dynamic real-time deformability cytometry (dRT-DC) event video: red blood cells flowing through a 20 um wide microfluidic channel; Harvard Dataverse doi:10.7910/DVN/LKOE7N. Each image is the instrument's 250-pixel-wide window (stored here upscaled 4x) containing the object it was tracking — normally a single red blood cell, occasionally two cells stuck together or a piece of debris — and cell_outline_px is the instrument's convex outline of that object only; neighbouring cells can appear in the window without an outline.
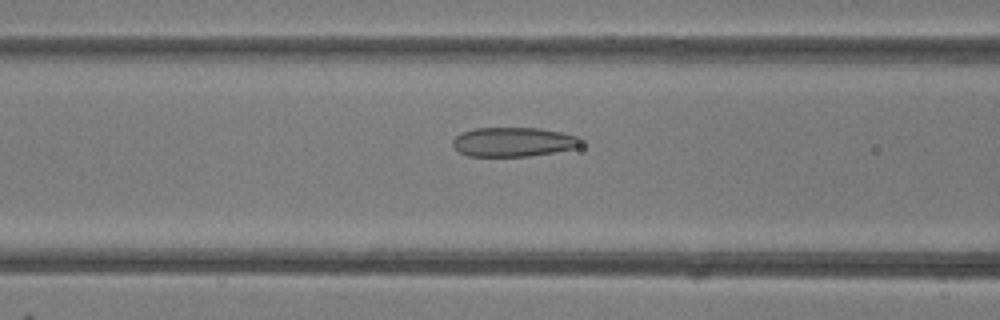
{"species": "common noctule bat (a hibernating species)", "species_latin": "Nyctalus noctula", "temperature_condition": "room temperature", "stored_images_in_passage": 39, "camera_frame_rate_fps": 3000, "um_per_image_px": 0.085, "animal": {"sex": "female"}, "frame": {"image": 1, "passage_image": 16, "time_ms": 5.0, "image_size_px": [1000, 320], "cell_outline_px": [[584, 144], [572, 148], [552, 152], [528, 156], [468, 156], [460, 152], [452, 144], [452, 140], [460, 132], [476, 128], [540, 128], [580, 136], [584, 140]], "centroid_in_image_um": [43.65, 12.05], "position_along_channel_um": 123.0, "area_um2": 21.91}}
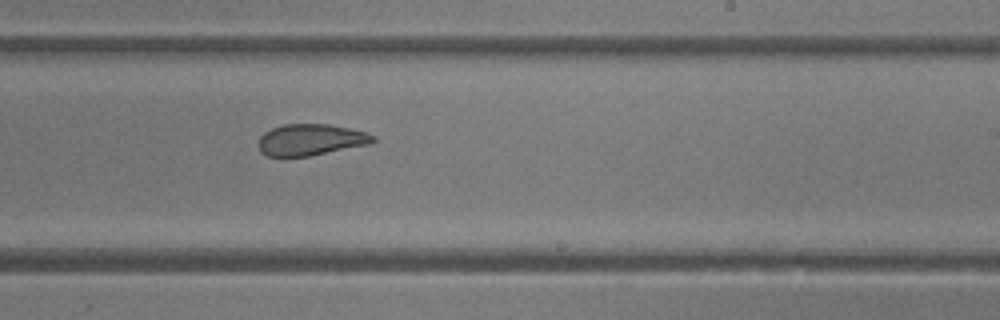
{"frame": {"image": 2, "passage_image": 26, "time_ms": 8.333, "image_size_px": [1000, 320], "cell_outline_px": [[376, 140], [372, 144], [308, 156], [284, 160], [268, 156], [260, 152], [260, 136], [264, 132], [272, 128], [284, 124], [328, 124], [368, 132], [376, 136]], "centroid_in_image_um": [26.41, 11.91], "position_along_channel_um": 262.6, "area_um2": 21.56}}
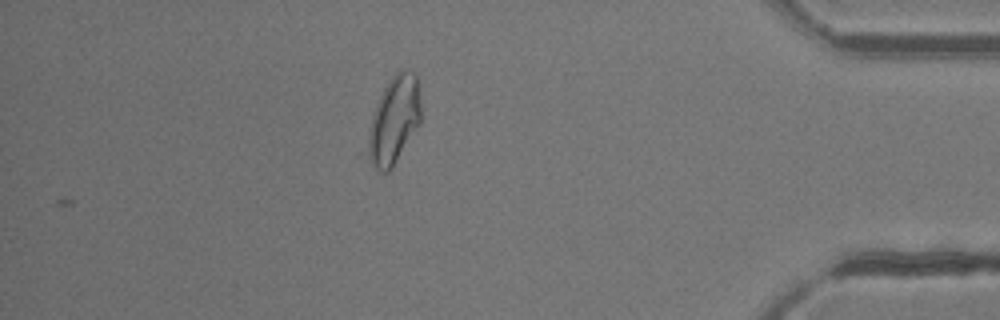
{"frame": {"image": 3, "passage_image": 39, "time_ms": 12.667, "image_size_px": [1000, 320], "cell_outline_px": [[420, 124], [392, 168], [388, 172], [380, 172], [372, 164], [368, 156], [368, 136], [372, 116], [376, 104], [388, 80], [400, 68], [404, 68], [412, 72], [416, 76], [420, 100]], "centroid_in_image_um": [33.5, 10.2], "position_along_channel_um": 401.7, "area_um2": 26.82}, "authors_computed_cell_mechanics": {"area_um2": 22.0218, "velocity_mm_per_s": 4.1848, "shape_relaxation_time_tau1_ms": 9.3602, "shape_relaxation_time_tau2_ms": 1.6434, "deformation_change_tau1": 0.1856, "deformation_change_tau2": 0.078}}